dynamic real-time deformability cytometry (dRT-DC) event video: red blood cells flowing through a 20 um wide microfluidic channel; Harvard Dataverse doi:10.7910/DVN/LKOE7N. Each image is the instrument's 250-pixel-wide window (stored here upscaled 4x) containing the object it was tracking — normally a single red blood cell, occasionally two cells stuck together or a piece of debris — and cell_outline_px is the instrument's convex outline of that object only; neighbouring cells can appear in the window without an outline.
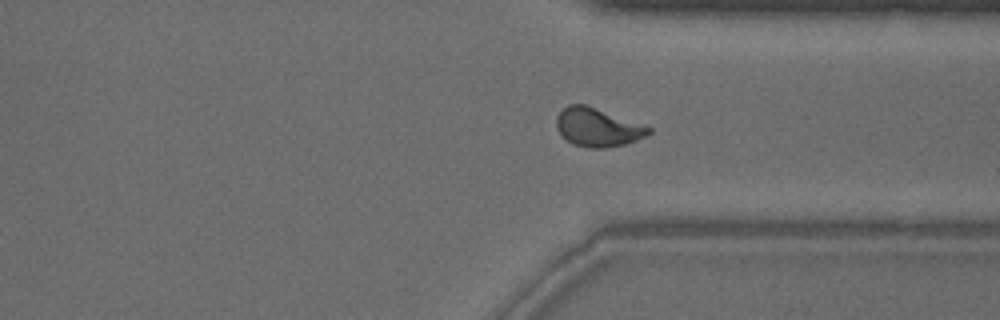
{"species": "common noctule bat (a hibernating species)", "species_latin": "Nyctalus noctula", "temperature_condition": "warm", "stored_images_in_passage": 51, "camera_frame_rate_fps": 3000, "um_per_image_px": 0.085, "animal": {"sex": "male", "body_mass_g": 18.8}, "frame": {"image": 1, "passage_image": 37, "time_ms": 12.0, "image_size_px": [1000, 320], "cell_outline_px": [[652, 132], [636, 140], [624, 144], [604, 148], [592, 148], [572, 144], [556, 128], [556, 116], [568, 104], [584, 104], [652, 128]], "centroid_in_image_um": [50.77, 10.82], "position_along_channel_um": 360.6, "area_um2": 20.23}, "authors_computed_cell_mechanics": {"area_um2": 20.23, "velocity_mm_per_s": 3.9488, "shape_relaxation_time_tau1_ms": 4.4009, "shape_relaxation_time_tau2_ms": 0.6362, "deformation_change_tau1": 0.1449, "deformation_change_tau2": 0.0574}}